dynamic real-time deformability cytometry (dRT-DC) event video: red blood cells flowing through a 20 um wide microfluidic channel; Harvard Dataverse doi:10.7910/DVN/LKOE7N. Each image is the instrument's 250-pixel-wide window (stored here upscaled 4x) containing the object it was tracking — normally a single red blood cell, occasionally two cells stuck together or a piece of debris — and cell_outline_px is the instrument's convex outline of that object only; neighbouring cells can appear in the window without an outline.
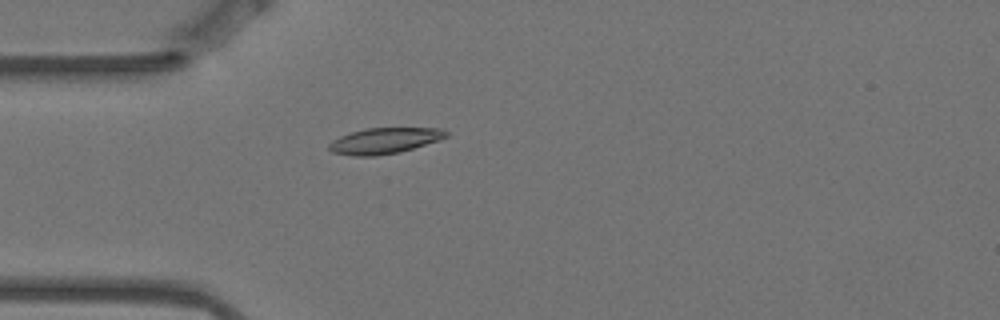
{"species": "Egyptian fruit bat (a non-hibernating species)", "species_latin": "Rousettus aegyptiacus", "temperature_condition": "warm", "stored_images_in_passage": 4, "camera_frame_rate_fps": 3000, "um_per_image_px": 0.085, "animal": {"sex": "female"}, "frame": {"image": 1, "passage_image": 4, "time_ms": 1.0, "image_size_px": [1000, 320], "cell_outline_px": [[448, 136], [440, 140], [400, 152], [376, 156], [352, 156], [332, 152], [328, 148], [328, 144], [332, 140], [340, 136], [364, 128], [444, 128], [448, 132]], "centroid_in_image_um": [32.69, 11.96], "position_along_channel_um": 52.3, "area_um2": 17.8}}